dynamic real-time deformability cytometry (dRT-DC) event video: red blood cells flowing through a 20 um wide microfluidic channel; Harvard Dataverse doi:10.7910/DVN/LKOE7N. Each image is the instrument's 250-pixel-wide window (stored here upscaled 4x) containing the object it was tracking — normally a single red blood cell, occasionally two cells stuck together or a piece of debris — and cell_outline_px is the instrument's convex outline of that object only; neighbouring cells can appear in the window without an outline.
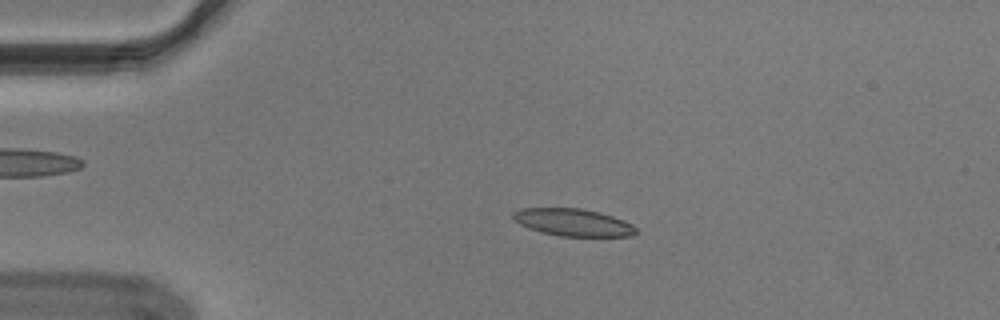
{"species": "Egyptian fruit bat (a non-hibernating species)", "species_latin": "Rousettus aegyptiacus", "temperature_condition": "cold", "stored_images_in_passage": 54, "segment_of_instrument_passage": [1, 2], "camera_frame_rate_fps": 3000, "um_per_image_px": 0.085, "animal": {"sex": "male"}, "frame": {"image": 1, "passage_image": 11, "time_ms": 3.333, "image_size_px": [1000, 320], "cell_outline_px": [[636, 232], [632, 236], [560, 236], [540, 232], [528, 228], [512, 220], [512, 212], [520, 208], [580, 208], [600, 212], [624, 220], [632, 224], [636, 228]], "centroid_in_image_um": [48.67, 18.9], "position_along_channel_um": 36.3, "area_um2": 19.71}}
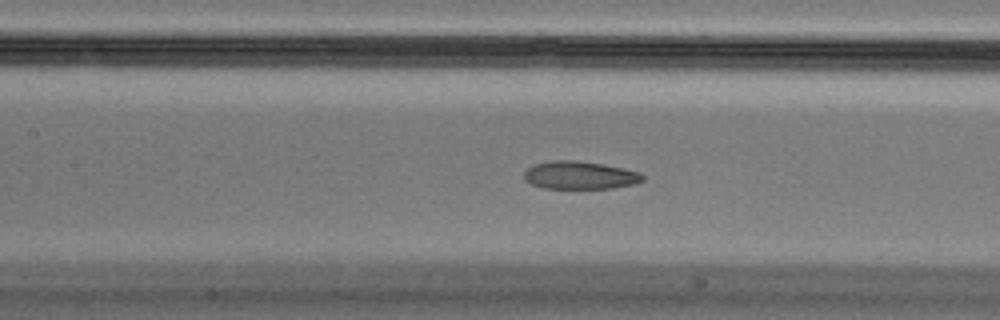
{"frame": {"image": 2, "passage_image": 24, "time_ms": 7.667, "image_size_px": [1000, 320], "cell_outline_px": [[644, 180], [632, 184], [612, 188], [544, 188], [532, 184], [524, 180], [524, 172], [532, 164], [548, 160], [576, 160], [604, 164], [624, 168], [640, 172], [644, 176]], "centroid_in_image_um": [49.26, 14.88], "position_along_channel_um": 158.1, "area_um2": 19.42}}